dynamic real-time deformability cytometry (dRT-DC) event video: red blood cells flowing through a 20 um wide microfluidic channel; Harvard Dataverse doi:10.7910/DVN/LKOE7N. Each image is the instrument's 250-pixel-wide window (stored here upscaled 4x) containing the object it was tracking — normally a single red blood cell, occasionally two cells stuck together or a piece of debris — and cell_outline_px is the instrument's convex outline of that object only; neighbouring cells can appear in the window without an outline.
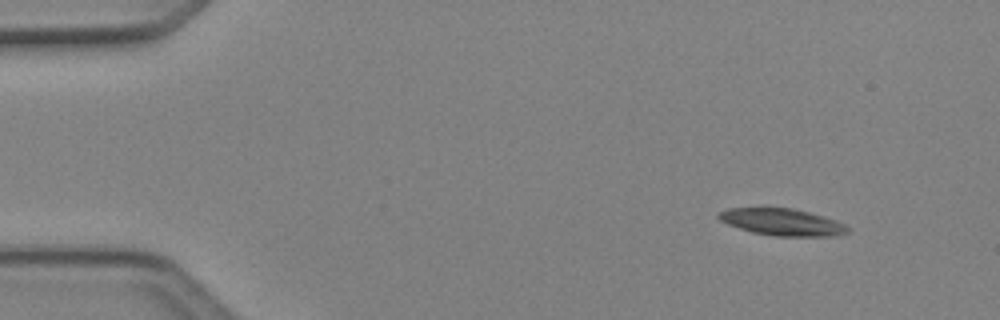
{"species": "Egyptian fruit bat (a non-hibernating species)", "species_latin": "Rousettus aegyptiacus", "temperature_condition": "cold", "stored_images_in_passage": 5, "camera_frame_rate_fps": 3000, "um_per_image_px": 0.085, "animal": {"sex": "female"}, "frame": {"image": 1, "passage_image": 1, "time_ms": 0.0, "image_size_px": [1000, 320], "cell_outline_px": [[848, 232], [836, 236], [776, 236], [752, 232], [728, 224], [720, 220], [716, 216], [720, 212], [728, 208], [792, 208], [808, 212], [836, 220], [844, 224], [848, 228]], "centroid_in_image_um": [66.48, 18.88], "position_along_channel_um": 18.5, "area_um2": 20.0}}
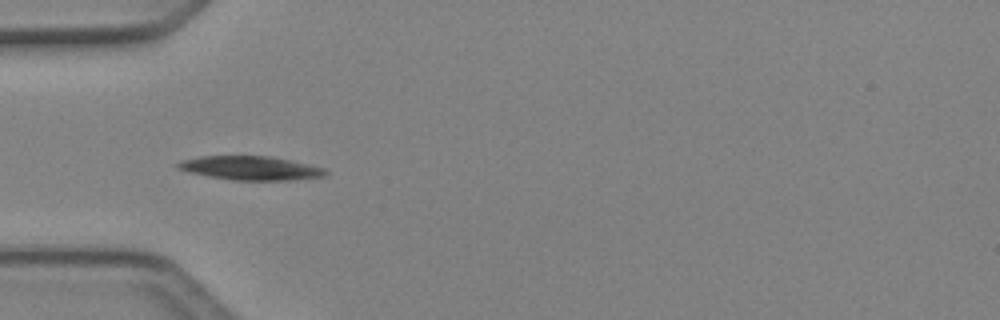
{"frame": {"image": 2, "passage_image": 4, "time_ms": 1.0, "image_size_px": [1000, 320], "cell_outline_px": [[328, 172], [324, 176], [292, 180], [232, 180], [208, 176], [188, 172], [176, 168], [176, 164], [180, 160], [200, 156], [272, 156], [292, 160], [324, 168]], "centroid_in_image_um": [21.27, 14.28], "position_along_channel_um": 63.7, "area_um2": 20.63}}
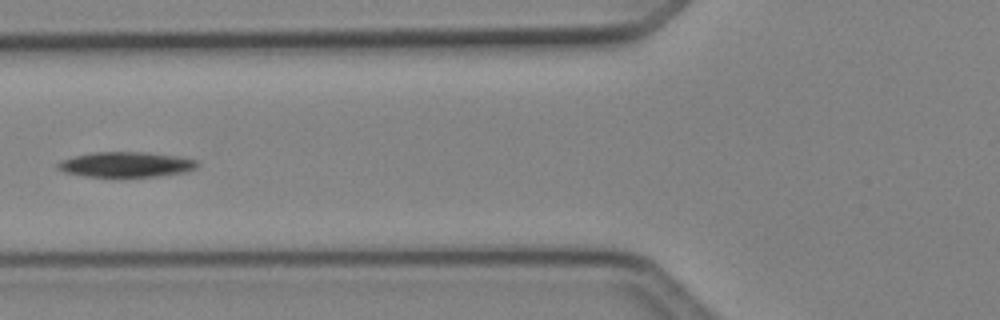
{"frame": {"image": 3, "passage_image": 5, "time_ms": 1.333, "image_size_px": [1000, 320], "cell_outline_px": [[200, 164], [196, 168], [184, 172], [160, 176], [88, 176], [64, 172], [56, 168], [56, 164], [60, 160], [92, 152], [144, 152], [176, 156], [196, 160]], "centroid_in_image_um": [10.7, 13.97], "position_along_channel_um": 115.1, "area_um2": 20.29}}